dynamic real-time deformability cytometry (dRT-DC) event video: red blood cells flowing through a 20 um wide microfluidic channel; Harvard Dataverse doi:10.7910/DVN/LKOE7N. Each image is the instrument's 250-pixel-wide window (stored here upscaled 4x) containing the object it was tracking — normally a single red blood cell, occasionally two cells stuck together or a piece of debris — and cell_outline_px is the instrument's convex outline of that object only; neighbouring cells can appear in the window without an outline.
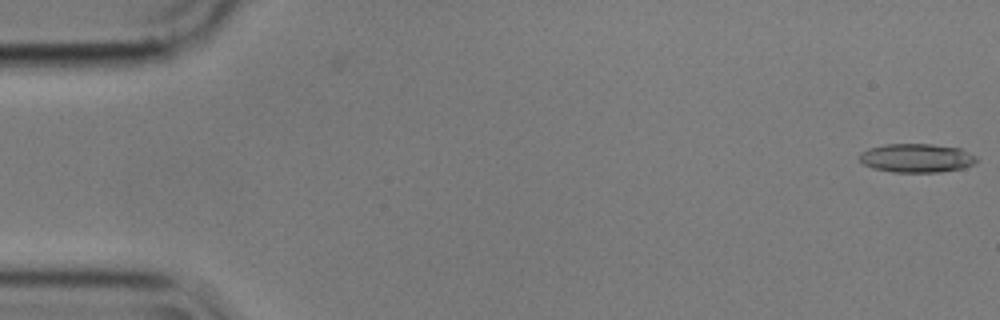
{"species": "common noctule bat (a hibernating species)", "species_latin": "Nyctalus noctula", "temperature_condition": "cold", "stored_images_in_passage": 3, "camera_frame_rate_fps": 3000, "um_per_image_px": 0.085, "animal": {"sex": "male", "body_mass_g": 17.9}, "frame": {"image": 1, "passage_image": 3, "time_ms": 0.667, "image_size_px": [1000, 320], "cell_outline_px": [[980, 160], [976, 164], [964, 168], [940, 172], [892, 172], [872, 168], [864, 164], [860, 160], [860, 152], [868, 148], [884, 144], [932, 144], [960, 148], [976, 156]], "centroid_in_image_um": [77.94, 13.43], "position_along_channel_um": 7.1, "area_um2": 19.88}}